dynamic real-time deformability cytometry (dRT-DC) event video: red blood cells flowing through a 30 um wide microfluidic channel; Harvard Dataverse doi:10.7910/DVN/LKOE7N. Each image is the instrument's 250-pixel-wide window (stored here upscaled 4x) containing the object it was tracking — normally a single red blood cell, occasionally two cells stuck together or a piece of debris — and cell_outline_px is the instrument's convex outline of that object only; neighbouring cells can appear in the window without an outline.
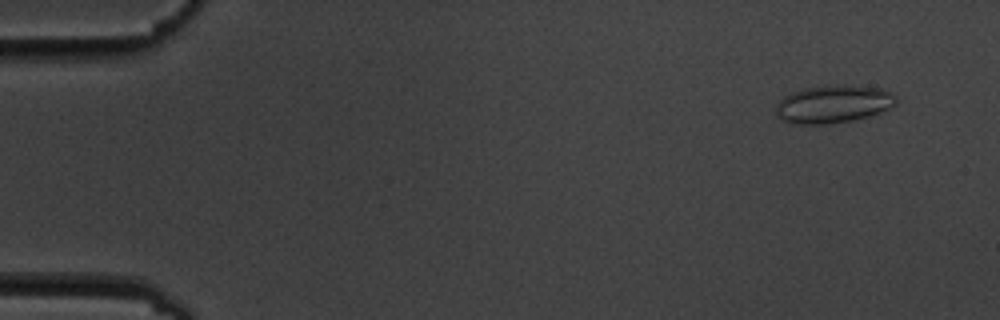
{"species": "common noctule bat (a hibernating species)", "species_latin": "Nyctalus noctula", "temperature_condition": "cold", "stored_images_in_passage": 4, "camera_frame_rate_fps": 3000, "um_per_image_px": 0.085, "animal": {"sex": "male", "body_mass_g": 19.5, "forearm_length_mm": 54.6}, "frame": {"image": 1, "passage_image": 2, "time_ms": 1.0, "image_size_px": [1000, 320], "cell_outline_px": [[896, 104], [872, 116], [832, 124], [788, 124], [776, 116], [776, 104], [784, 96], [792, 92], [804, 88], [844, 84], [880, 88], [892, 92], [896, 96]], "centroid_in_image_um": [70.82, 8.86], "position_along_channel_um": 14.2, "area_um2": 26.82}}